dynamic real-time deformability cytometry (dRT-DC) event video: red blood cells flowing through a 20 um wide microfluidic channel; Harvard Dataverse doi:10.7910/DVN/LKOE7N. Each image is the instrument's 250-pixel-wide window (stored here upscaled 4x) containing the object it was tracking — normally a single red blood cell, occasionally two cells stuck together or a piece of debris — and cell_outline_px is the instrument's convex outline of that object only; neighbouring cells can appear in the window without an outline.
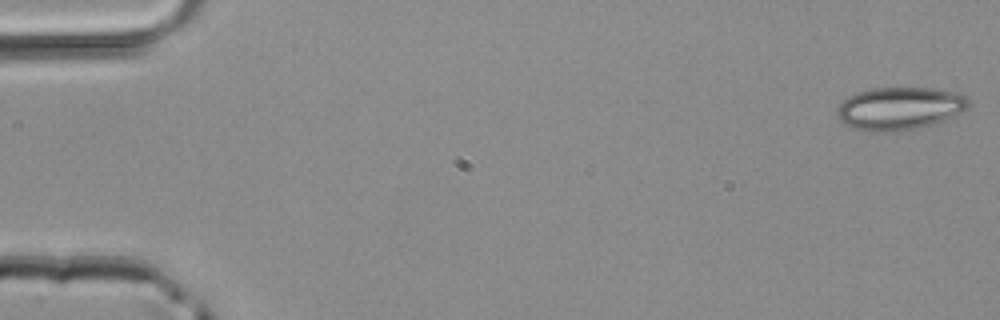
{"species": "common noctule bat (a hibernating species)", "species_latin": "Nyctalus noctula", "temperature_condition": "room temperature", "stored_images_in_passage": 47, "camera_frame_rate_fps": 3000, "um_per_image_px": 0.085, "animal": {"sex": "male", "body_mass_g": 20.4}, "frame": {"image": 1, "passage_image": 1, "time_ms": 0.0, "image_size_px": [1000, 320], "cell_outline_px": [[972, 104], [968, 108], [944, 120], [932, 124], [916, 128], [884, 132], [852, 128], [844, 124], [836, 116], [836, 108], [844, 100], [856, 92], [872, 88], [932, 88], [952, 92], [964, 96]], "centroid_in_image_um": [76.43, 9.21], "position_along_channel_um": 8.6, "area_um2": 32.48}}
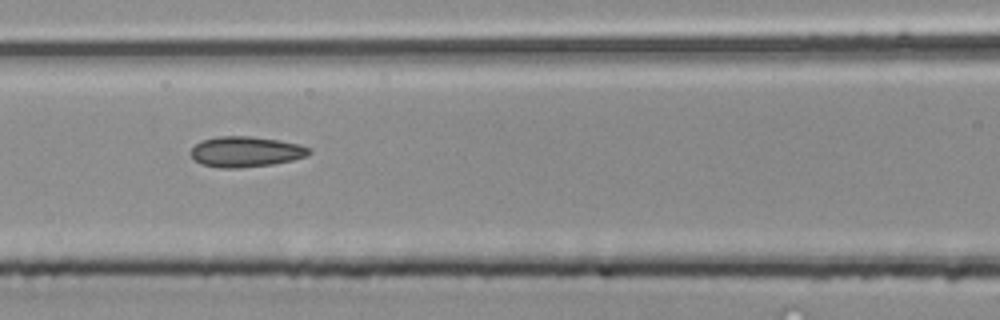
{"frame": {"image": 2, "passage_image": 21, "time_ms": 6.667, "image_size_px": [1000, 320], "cell_outline_px": [[312, 152], [308, 156], [292, 160], [272, 164], [236, 168], [220, 168], [204, 164], [196, 160], [188, 152], [196, 144], [204, 140], [216, 136], [252, 136], [280, 140], [300, 144], [308, 148]], "centroid_in_image_um": [20.91, 12.88], "position_along_channel_um": 145.7, "area_um2": 20.98}}
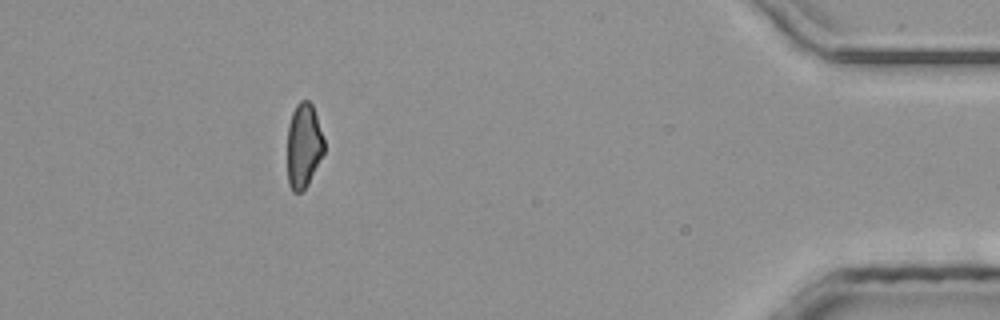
{"frame": {"image": 3, "passage_image": 43, "time_ms": 14.0, "image_size_px": [1000, 320], "cell_outline_px": [[324, 152], [308, 184], [300, 192], [292, 192], [288, 184], [288, 124], [292, 112], [296, 104], [300, 100], [308, 100], [312, 104], [324, 140]], "centroid_in_image_um": [25.8, 12.37], "position_along_channel_um": 409.4, "area_um2": 18.03}}